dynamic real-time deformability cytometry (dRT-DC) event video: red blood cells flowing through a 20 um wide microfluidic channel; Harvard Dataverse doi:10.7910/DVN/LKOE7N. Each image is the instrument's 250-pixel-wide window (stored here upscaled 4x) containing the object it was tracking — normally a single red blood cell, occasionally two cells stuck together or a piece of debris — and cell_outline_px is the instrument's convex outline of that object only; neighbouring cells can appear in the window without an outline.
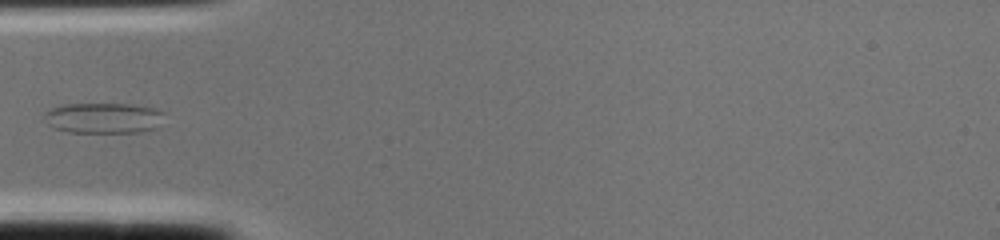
{"species": "common noctule bat (a hibernating species)", "species_latin": "Nyctalus noctula", "temperature_condition": "cold", "stored_images_in_passage": 2, "camera_frame_rate_fps": 3000, "um_per_image_px": 0.085, "animal": {"sex": "female", "body_mass_g": 22.0, "forearm_length_mm": 56.7}, "frame": {"image": 1, "passage_image": 2, "time_ms": 0.333, "image_size_px": [1000, 240], "cell_outline_px": [[164, 112], [156, 128], [140, 132], [68, 132], [52, 128], [44, 116], [44, 112], [52, 108], [64, 104], [128, 104], [156, 108]], "centroid_in_image_um": [8.78, 10.03], "position_along_channel_um": 76.2, "area_um2": 21.27}}